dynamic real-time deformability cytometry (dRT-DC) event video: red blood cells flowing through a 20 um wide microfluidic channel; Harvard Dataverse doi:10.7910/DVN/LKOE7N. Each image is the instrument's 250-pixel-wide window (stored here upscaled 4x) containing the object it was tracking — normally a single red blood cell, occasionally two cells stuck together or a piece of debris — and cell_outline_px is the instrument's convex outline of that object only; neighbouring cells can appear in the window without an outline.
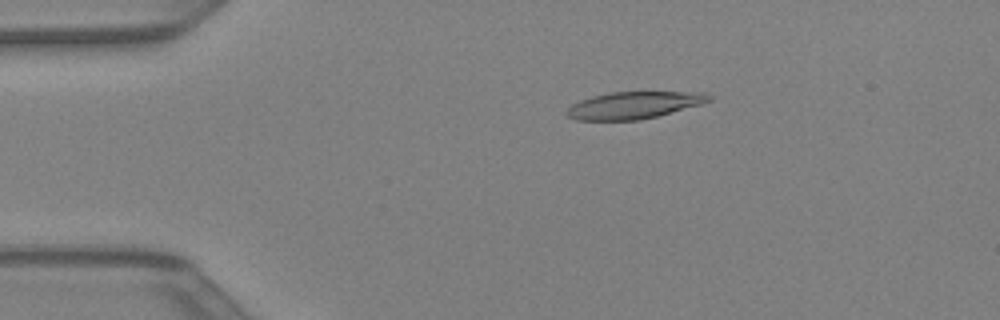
{"species": "Egyptian fruit bat (a non-hibernating species)", "species_latin": "Rousettus aegyptiacus", "temperature_condition": "warm", "stored_images_in_passage": 41, "camera_frame_rate_fps": 3000, "um_per_image_px": 0.085, "animal": {"sex": "female"}, "frame": {"image": 1, "passage_image": 7, "time_ms": 2.0, "image_size_px": [1000, 320], "cell_outline_px": [[712, 100], [704, 104], [640, 120], [576, 120], [568, 116], [564, 112], [572, 104], [580, 100], [592, 96], [608, 92], [704, 92], [712, 96]], "centroid_in_image_um": [53.9, 8.93], "position_along_channel_um": 31.1, "area_um2": 22.54}}
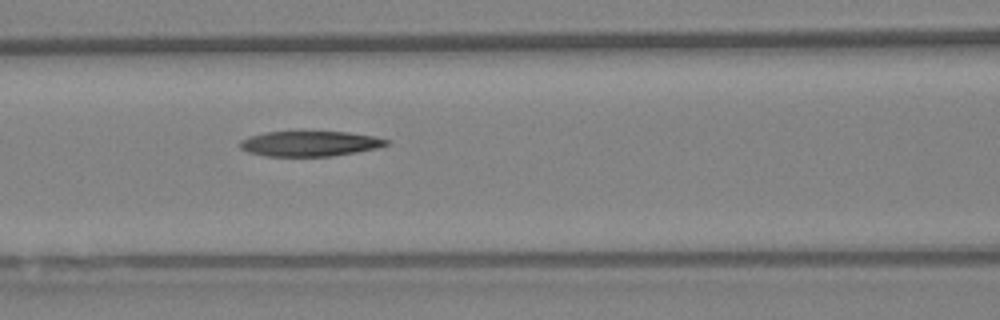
{"frame": {"image": 2, "passage_image": 17, "time_ms": 5.333, "image_size_px": [1000, 320], "cell_outline_px": [[388, 144], [376, 148], [356, 152], [332, 156], [268, 156], [248, 152], [240, 148], [240, 140], [248, 136], [264, 132], [348, 132], [372, 136], [388, 140]], "centroid_in_image_um": [26.29, 12.21], "position_along_channel_um": 140.3, "area_um2": 21.33}}
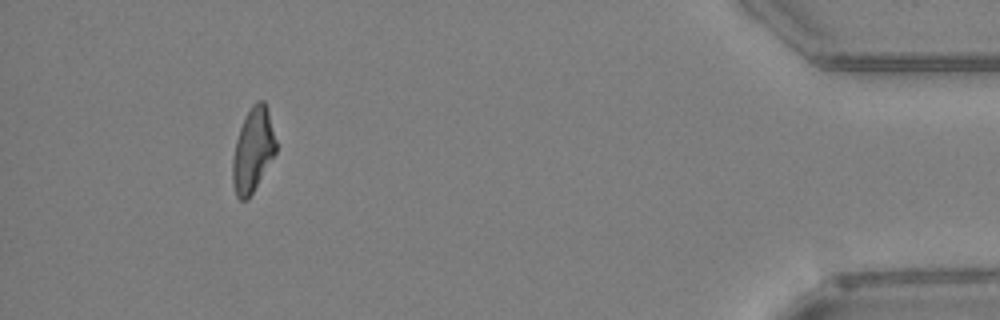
{"frame": {"image": 3, "passage_image": 38, "time_ms": 12.333, "image_size_px": [1000, 320], "cell_outline_px": [[276, 152], [248, 200], [240, 200], [236, 196], [232, 184], [232, 160], [236, 140], [240, 128], [252, 104], [256, 100], [264, 100], [268, 108], [276, 140]], "centroid_in_image_um": [21.49, 12.76], "position_along_channel_um": 413.7, "area_um2": 21.21}}